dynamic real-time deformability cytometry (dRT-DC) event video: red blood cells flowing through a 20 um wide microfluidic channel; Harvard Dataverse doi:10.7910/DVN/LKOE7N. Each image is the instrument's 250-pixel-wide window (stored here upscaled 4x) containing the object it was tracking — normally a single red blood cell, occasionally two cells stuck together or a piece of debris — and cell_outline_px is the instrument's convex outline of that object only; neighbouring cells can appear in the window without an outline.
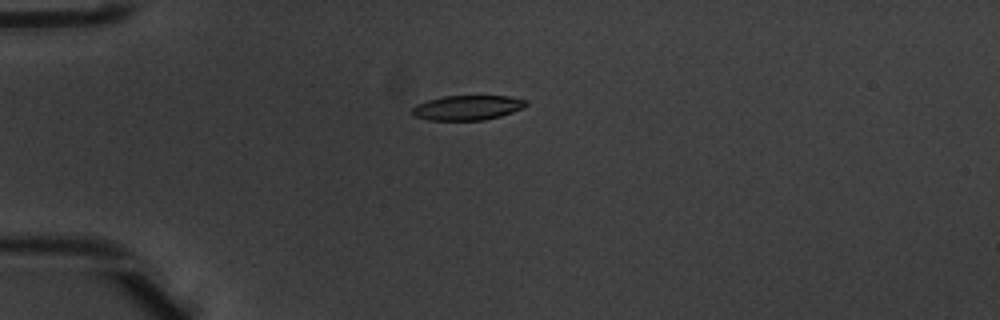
{"species": "common noctule bat (a hibernating species)", "species_latin": "Nyctalus noctula", "temperature_condition": "warm", "stored_images_in_passage": 3, "camera_frame_rate_fps": 3000, "um_per_image_px": 0.085, "animal": {"sex": "male", "body_mass_g": 20.1, "forearm_length_mm": 53.5}, "frame": {"image": 1, "passage_image": 1, "time_ms": 0.0, "image_size_px": [1000, 320], "cell_outline_px": [[528, 104], [524, 108], [500, 116], [484, 120], [428, 120], [412, 116], [408, 112], [416, 104], [440, 96], [508, 96], [528, 100]], "centroid_in_image_um": [39.69, 9.15], "position_along_channel_um": 45.3, "area_um2": 16.7}}